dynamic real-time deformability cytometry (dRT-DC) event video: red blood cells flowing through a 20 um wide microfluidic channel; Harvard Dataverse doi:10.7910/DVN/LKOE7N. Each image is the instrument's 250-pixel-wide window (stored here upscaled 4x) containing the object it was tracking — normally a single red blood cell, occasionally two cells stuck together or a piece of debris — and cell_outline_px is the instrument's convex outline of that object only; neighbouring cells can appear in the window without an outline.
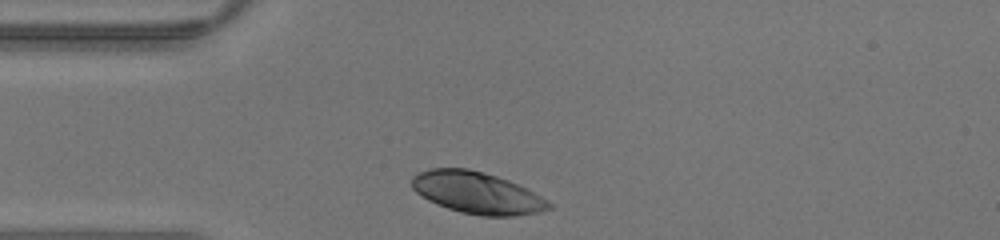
{"species": "human", "species_latin": "Homo sapiens", "temperature_condition": "warm", "stored_images_in_passage": 23, "camera_frame_rate_fps": 3000, "um_per_image_px": 0.085, "donor": {"sex": "male"}, "frame": {"image": 1, "passage_image": 1, "time_ms": 0.0, "image_size_px": [1000, 240], "cell_outline_px": [[552, 208], [540, 212], [516, 216], [480, 216], [460, 212], [448, 208], [428, 200], [416, 192], [412, 188], [412, 176], [420, 172], [432, 168], [468, 168], [496, 176], [508, 180], [540, 196], [552, 204]], "centroid_in_image_um": [40.54, 16.4], "position_along_channel_um": 44.5, "area_um2": 33.06}}
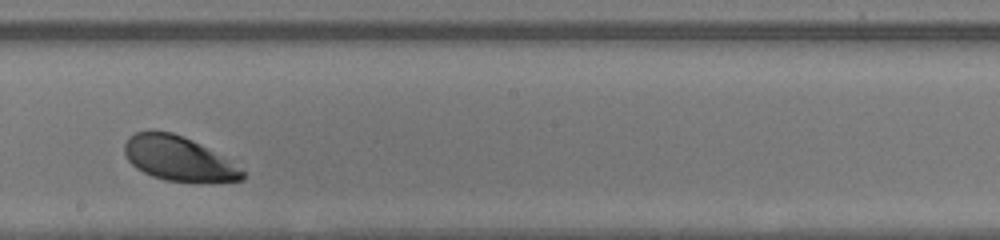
{"frame": {"image": 2, "passage_image": 14, "time_ms": 4.333, "image_size_px": [1000, 240], "cell_outline_px": [[244, 180], [196, 184], [168, 180], [152, 176], [136, 168], [128, 160], [124, 152], [124, 144], [128, 136], [136, 132], [172, 132], [192, 140], [244, 172]], "centroid_in_image_um": [15.11, 13.52], "position_along_channel_um": 233.1, "area_um2": 30.0}}
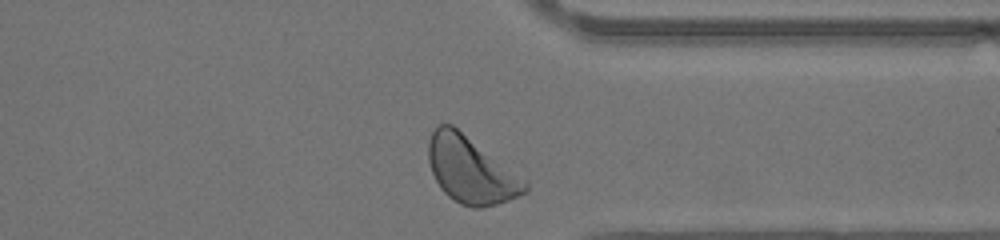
{"frame": {"image": 3, "passage_image": 23, "time_ms": 7.333, "image_size_px": [1000, 240], "cell_outline_px": [[528, 192], [508, 200], [496, 204], [480, 208], [472, 208], [460, 204], [452, 200], [440, 188], [432, 172], [428, 160], [428, 144], [432, 132], [440, 124], [452, 124], [524, 180], [528, 184]], "centroid_in_image_um": [39.98, 14.48], "position_along_channel_um": 371.4, "area_um2": 36.76}}